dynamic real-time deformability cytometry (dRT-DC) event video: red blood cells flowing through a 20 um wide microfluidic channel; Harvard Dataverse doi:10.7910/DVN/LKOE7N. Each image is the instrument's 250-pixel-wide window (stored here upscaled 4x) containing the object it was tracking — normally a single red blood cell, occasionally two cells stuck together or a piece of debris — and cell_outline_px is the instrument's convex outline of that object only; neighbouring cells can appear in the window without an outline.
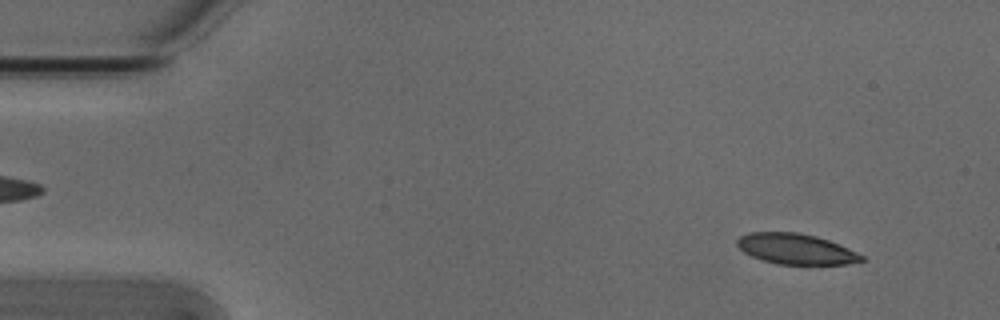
{"species": "Egyptian fruit bat (a non-hibernating species)", "species_latin": "Rousettus aegyptiacus", "temperature_condition": "cold", "stored_images_in_passage": 53, "camera_frame_rate_fps": 3000, "um_per_image_px": 0.085, "animal": {"sex": "male"}, "frame": {"image": 1, "passage_image": 4, "time_ms": 1.0, "image_size_px": [1000, 320], "cell_outline_px": [[864, 260], [848, 264], [776, 264], [752, 256], [744, 252], [736, 244], [736, 240], [740, 236], [752, 232], [796, 232], [816, 236], [840, 244], [864, 256]], "centroid_in_image_um": [67.65, 21.16], "position_along_channel_um": 17.3, "area_um2": 22.02}}
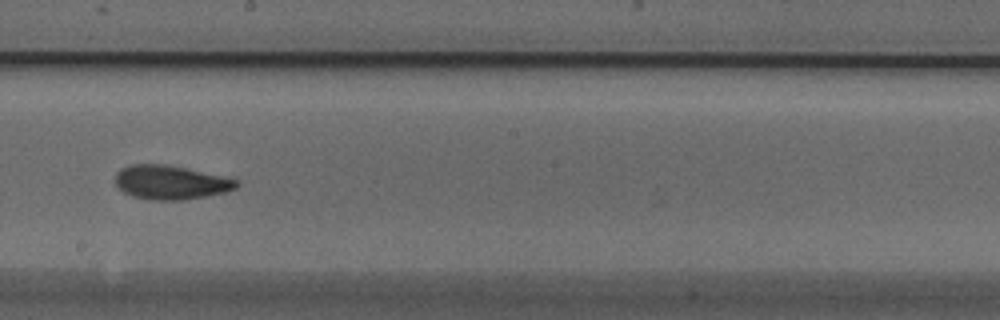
{"frame": {"image": 2, "passage_image": 29, "time_ms": 9.333, "image_size_px": [1000, 320], "cell_outline_px": [[240, 184], [236, 188], [224, 192], [208, 196], [184, 200], [148, 200], [132, 196], [124, 192], [116, 184], [116, 172], [120, 168], [132, 164], [160, 164], [184, 168], [224, 176], [240, 180]], "centroid_in_image_um": [14.52, 15.51], "position_along_channel_um": 233.7, "area_um2": 24.04}}
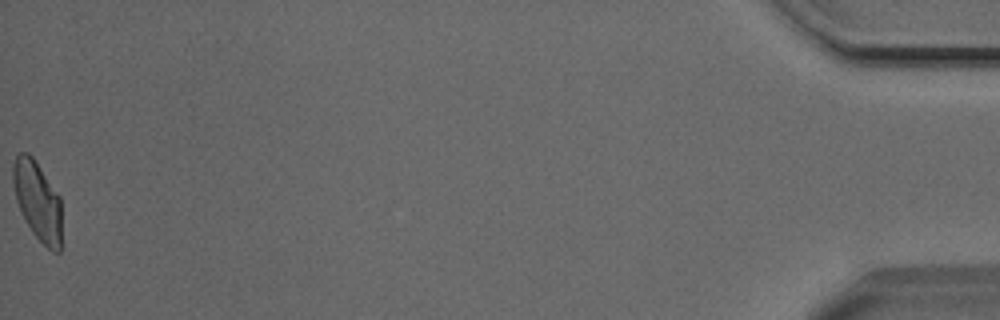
{"frame": {"image": 3, "passage_image": 53, "time_ms": 17.333, "image_size_px": [1000, 320], "cell_outline_px": [[60, 252], [52, 252], [32, 232], [20, 212], [16, 200], [12, 184], [12, 164], [16, 156], [20, 152], [28, 152], [32, 156], [60, 196]], "centroid_in_image_um": [3.16, 17.04], "position_along_channel_um": 432.0, "area_um2": 22.37}, "authors_computed_cell_mechanics": {"area_um2": 23.1778, "velocity_mm_per_s": 3.7925, "shape_relaxation_time_tau1_ms": 4.7876, "shape_relaxation_time_tau2_ms": 2.1756, "deformation_change_tau1": 0.1433, "deformation_change_tau2": 0.0675}}